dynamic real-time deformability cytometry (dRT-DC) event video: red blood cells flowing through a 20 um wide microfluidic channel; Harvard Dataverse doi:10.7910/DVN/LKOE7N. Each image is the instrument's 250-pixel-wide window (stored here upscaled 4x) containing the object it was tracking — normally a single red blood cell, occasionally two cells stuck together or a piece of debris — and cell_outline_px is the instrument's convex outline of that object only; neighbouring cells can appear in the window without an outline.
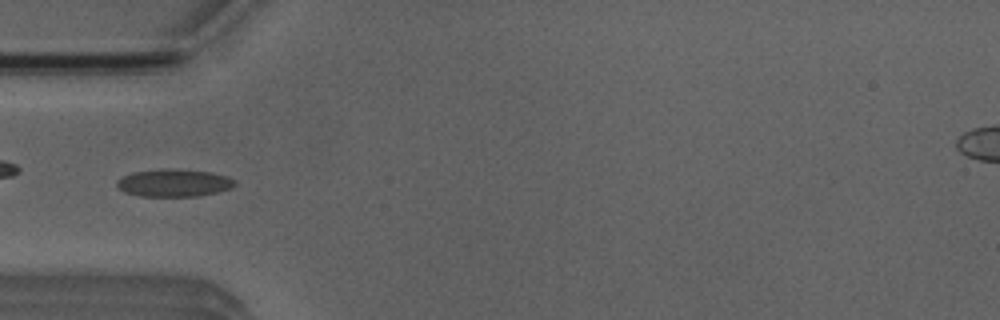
{"species": "Egyptian fruit bat (a non-hibernating species)", "species_latin": "Rousettus aegyptiacus", "temperature_condition": "room temperature", "stored_images_in_passage": 2, "camera_frame_rate_fps": 3000, "um_per_image_px": 0.085, "animal": {"sex": "male"}, "frame": {"image": 1, "passage_image": 1, "time_ms": 0.0, "image_size_px": [1000, 320], "cell_outline_px": [[236, 184], [232, 188], [200, 196], [140, 196], [124, 192], [116, 188], [116, 180], [132, 172], [164, 168], [212, 172], [228, 176], [236, 180]], "centroid_in_image_um": [14.78, 15.54], "position_along_channel_um": 70.2, "area_um2": 19.13}}
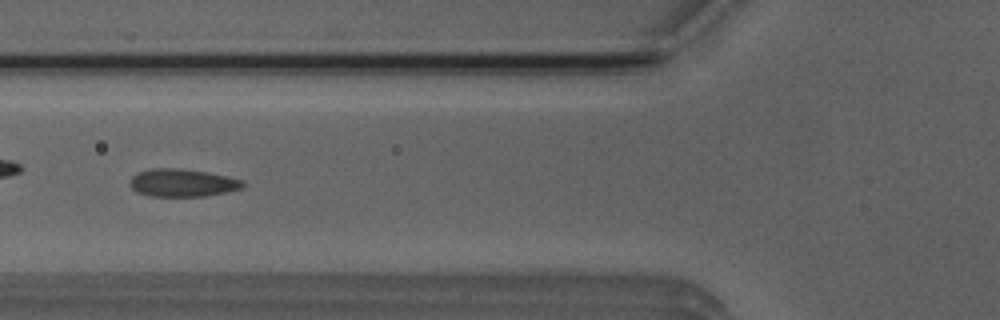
{"frame": {"image": 2, "passage_image": 2, "time_ms": 1.0, "image_size_px": [1000, 320], "cell_outline_px": [[248, 184], [244, 188], [204, 196], [148, 196], [136, 192], [128, 184], [132, 176], [136, 172], [152, 168], [180, 168], [228, 176], [244, 180]], "centroid_in_image_um": [15.5, 15.53], "position_along_channel_um": 110.3, "area_um2": 18.5}}